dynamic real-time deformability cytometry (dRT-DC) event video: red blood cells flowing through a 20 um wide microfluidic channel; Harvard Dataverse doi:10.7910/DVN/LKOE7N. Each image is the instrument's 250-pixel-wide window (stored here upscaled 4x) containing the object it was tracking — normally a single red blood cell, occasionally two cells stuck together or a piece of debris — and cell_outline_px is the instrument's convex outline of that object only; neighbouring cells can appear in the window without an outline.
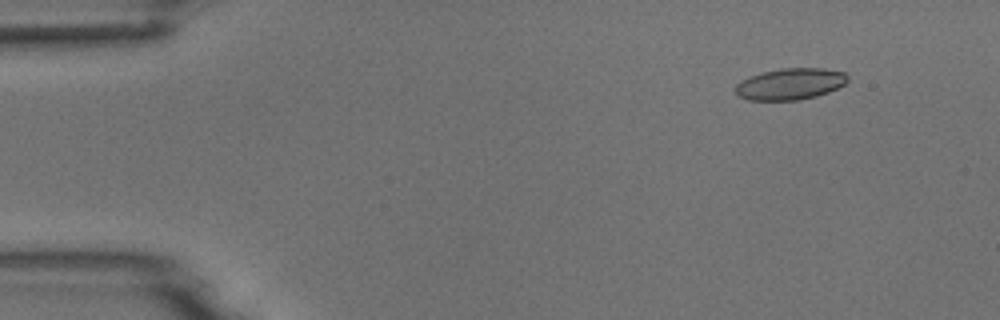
{"species": "common noctule bat (a hibernating species)", "species_latin": "Nyctalus noctula", "temperature_condition": "room temperature", "stored_images_in_passage": 6, "camera_frame_rate_fps": 3000, "um_per_image_px": 0.085, "animal": {"sex": "male", "body_mass_g": 18.8}, "frame": {"image": 1, "passage_image": 2, "time_ms": 1.0, "image_size_px": [1000, 320], "cell_outline_px": [[848, 80], [844, 84], [828, 92], [816, 96], [800, 100], [748, 100], [740, 96], [736, 92], [736, 84], [740, 80], [748, 76], [764, 72], [784, 68], [824, 68], [844, 72], [848, 76]], "centroid_in_image_um": [67.17, 7.13], "position_along_channel_um": 17.8, "area_um2": 20.52}}
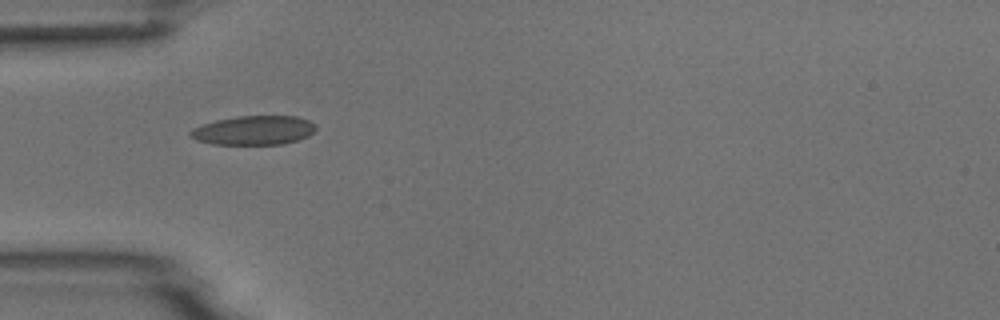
{"frame": {"image": 2, "passage_image": 5, "time_ms": 4.667, "image_size_px": [1000, 320], "cell_outline_px": [[316, 128], [308, 136], [296, 140], [280, 144], [212, 144], [196, 140], [188, 136], [188, 132], [192, 128], [200, 124], [216, 120], [236, 116], [296, 116], [308, 120], [316, 124]], "centroid_in_image_um": [21.51, 11.07], "position_along_channel_um": 63.5, "area_um2": 21.39}}